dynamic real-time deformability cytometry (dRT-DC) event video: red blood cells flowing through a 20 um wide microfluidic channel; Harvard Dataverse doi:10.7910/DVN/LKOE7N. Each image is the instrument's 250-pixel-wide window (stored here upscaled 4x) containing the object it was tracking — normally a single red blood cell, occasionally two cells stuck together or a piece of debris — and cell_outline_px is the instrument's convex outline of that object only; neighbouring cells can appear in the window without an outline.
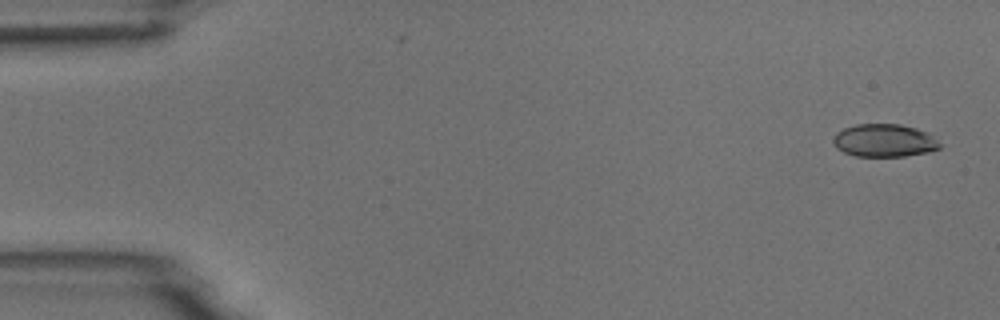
{"species": "common noctule bat (a hibernating species)", "species_latin": "Nyctalus noctula", "temperature_condition": "room temperature", "stored_images_in_passage": 5, "camera_frame_rate_fps": 3000, "um_per_image_px": 0.085, "animal": {"sex": "male", "body_mass_g": 18.8}, "frame": {"image": 1, "passage_image": 1, "time_ms": 0.0, "image_size_px": [1000, 320], "cell_outline_px": [[940, 148], [928, 152], [904, 156], [856, 156], [844, 152], [836, 148], [832, 140], [836, 132], [844, 128], [856, 124], [900, 124], [916, 128], [928, 132], [940, 144]], "centroid_in_image_um": [75.15, 11.94], "position_along_channel_um": 9.9, "area_um2": 20.4}}
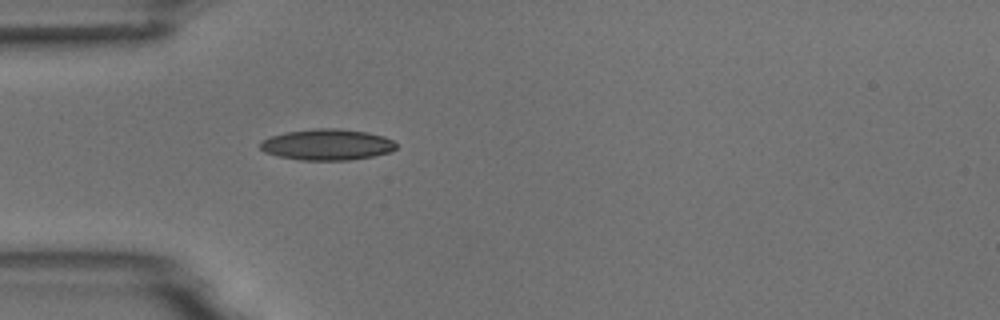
{"frame": {"image": 2, "passage_image": 5, "time_ms": 4.667, "image_size_px": [1000, 320], "cell_outline_px": [[396, 148], [388, 152], [372, 156], [348, 160], [300, 160], [280, 156], [264, 152], [260, 148], [260, 144], [264, 140], [272, 136], [284, 132], [316, 128], [336, 128], [368, 132], [384, 136], [392, 140], [396, 144]], "centroid_in_image_um": [27.81, 12.28], "position_along_channel_um": 57.2, "area_um2": 24.45}}